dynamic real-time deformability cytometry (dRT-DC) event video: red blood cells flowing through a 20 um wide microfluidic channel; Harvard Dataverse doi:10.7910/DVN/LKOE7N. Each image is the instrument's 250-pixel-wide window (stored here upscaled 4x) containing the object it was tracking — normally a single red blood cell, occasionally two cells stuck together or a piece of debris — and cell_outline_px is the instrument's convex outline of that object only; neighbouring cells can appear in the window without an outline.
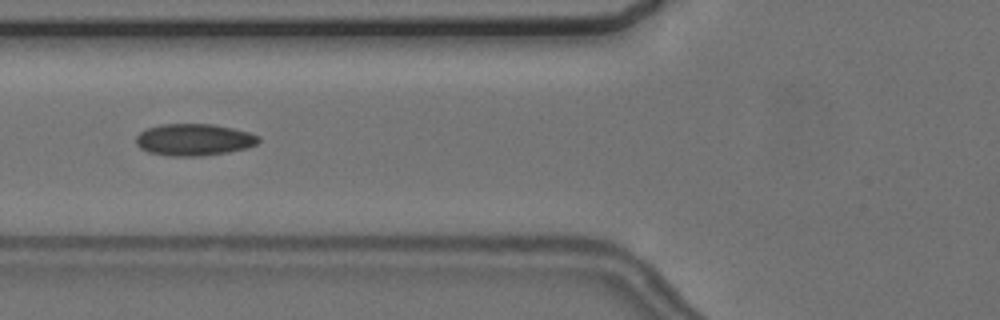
{"species": "common noctule bat (a hibernating species)", "species_latin": "Nyctalus noctula", "temperature_condition": "cold", "stored_images_in_passage": 5, "camera_frame_rate_fps": 3000, "um_per_image_px": 0.085, "animal": {"sex": "female", "body_mass_g": 24.6, "forearm_length_mm": 56.2}, "frame": {"image": 1, "passage_image": 3, "time_ms": 2.333, "image_size_px": [1000, 320], "cell_outline_px": [[260, 140], [256, 144], [244, 148], [228, 152], [200, 156], [168, 156], [148, 152], [140, 148], [136, 144], [136, 136], [140, 132], [148, 128], [160, 124], [212, 124], [232, 128], [248, 132], [260, 136]], "centroid_in_image_um": [16.46, 11.87], "position_along_channel_um": 109.3, "area_um2": 22.72}}
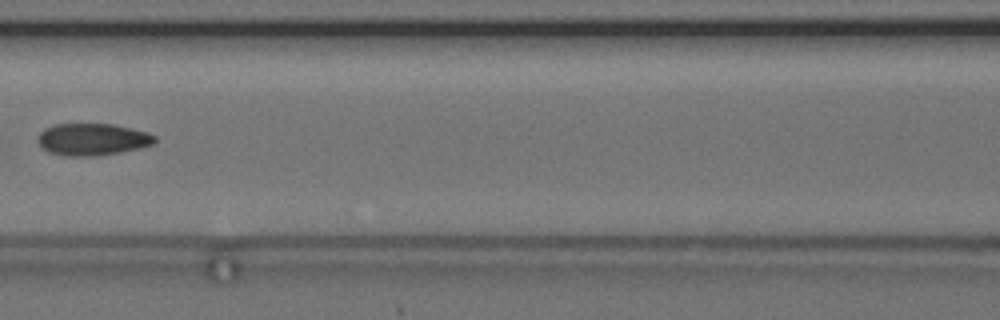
{"frame": {"image": 2, "passage_image": 4, "time_ms": 3.667, "image_size_px": [1000, 320], "cell_outline_px": [[156, 140], [152, 144], [140, 148], [120, 152], [96, 156], [68, 156], [48, 152], [40, 148], [36, 140], [36, 136], [44, 128], [56, 124], [112, 124], [132, 128], [148, 132], [156, 136]], "centroid_in_image_um": [7.81, 11.85], "position_along_channel_um": 158.8, "area_um2": 22.08}}
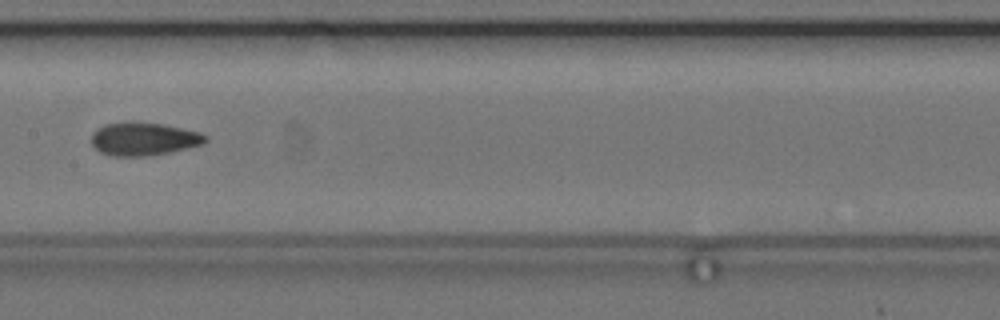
{"frame": {"image": 3, "passage_image": 5, "time_ms": 4.667, "image_size_px": [1000, 320], "cell_outline_px": [[208, 140], [204, 144], [168, 152], [144, 156], [112, 156], [100, 152], [92, 144], [92, 136], [104, 124], [164, 124], [200, 132], [208, 136]], "centroid_in_image_um": [12.28, 11.84], "position_along_channel_um": 195.1, "area_um2": 21.21}}